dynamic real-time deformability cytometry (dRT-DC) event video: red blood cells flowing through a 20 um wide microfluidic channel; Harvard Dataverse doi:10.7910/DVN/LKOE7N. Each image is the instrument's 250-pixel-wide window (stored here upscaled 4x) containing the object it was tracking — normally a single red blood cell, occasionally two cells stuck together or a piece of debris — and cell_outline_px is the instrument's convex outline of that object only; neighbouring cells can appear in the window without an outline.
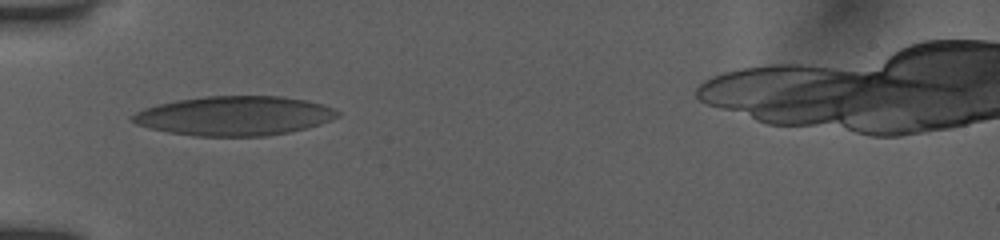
{"species": "human", "species_latin": "Homo sapiens", "temperature_condition": "room temperature", "stored_images_in_passage": 35, "camera_frame_rate_fps": 3000, "um_per_image_px": 0.085, "donor": {"sex": "female"}, "frame": {"image": 1, "passage_image": 1, "time_ms": 0.0, "image_size_px": [1000, 240], "cell_outline_px": [[340, 116], [332, 120], [320, 124], [288, 132], [264, 136], [196, 136], [168, 132], [136, 124], [132, 120], [132, 116], [136, 112], [144, 108], [156, 104], [176, 100], [204, 96], [280, 96], [304, 100], [336, 108], [340, 112]], "centroid_in_image_um": [19.94, 9.84], "position_along_channel_um": 65.1, "area_um2": 46.93}}
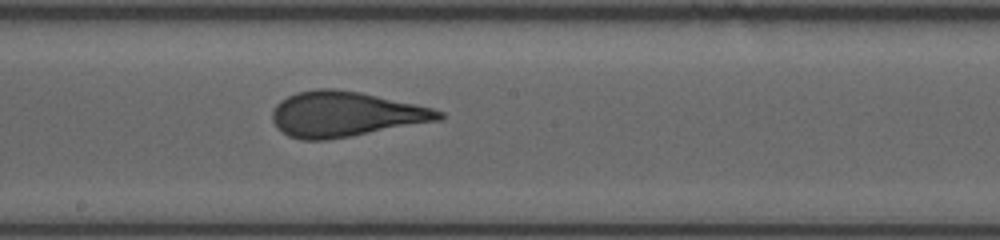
{"frame": {"image": 2, "passage_image": 13, "time_ms": 4.0, "image_size_px": [1000, 240], "cell_outline_px": [[444, 116], [440, 120], [352, 136], [324, 140], [300, 140], [288, 136], [272, 120], [272, 112], [276, 104], [280, 100], [296, 92], [316, 88], [332, 88], [360, 92], [432, 108], [444, 112]], "centroid_in_image_um": [29.33, 9.7], "position_along_channel_um": 218.9, "area_um2": 43.64}}
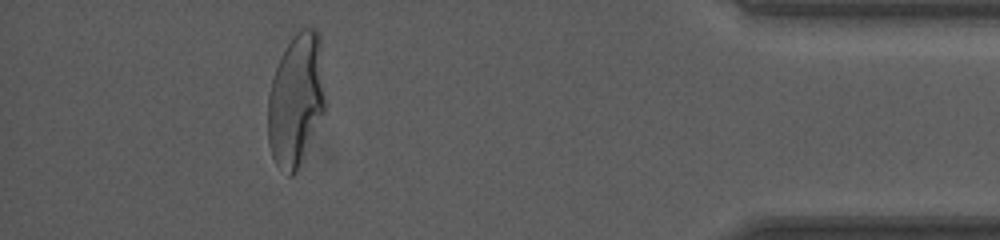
{"frame": {"image": 3, "passage_image": 31, "time_ms": 10.0, "image_size_px": [1000, 240], "cell_outline_px": [[328, 104], [296, 172], [292, 176], [288, 176], [276, 164], [272, 156], [268, 144], [268, 96], [272, 80], [280, 56], [292, 36], [300, 28], [316, 28], [320, 32]], "centroid_in_image_um": [25.21, 8.44], "position_along_channel_um": 410.0, "area_um2": 45.37}, "authors_computed_cell_mechanics": {"area_um2": 43.928, "velocity_mm_per_s": 3.9134, "shape_relaxation_time_tau1_ms": 6.8637, "shape_relaxation_time_tau2_ms": 0.6761, "deformation_change_tau1": 0.2313, "deformation_change_tau2": 0.0768}}